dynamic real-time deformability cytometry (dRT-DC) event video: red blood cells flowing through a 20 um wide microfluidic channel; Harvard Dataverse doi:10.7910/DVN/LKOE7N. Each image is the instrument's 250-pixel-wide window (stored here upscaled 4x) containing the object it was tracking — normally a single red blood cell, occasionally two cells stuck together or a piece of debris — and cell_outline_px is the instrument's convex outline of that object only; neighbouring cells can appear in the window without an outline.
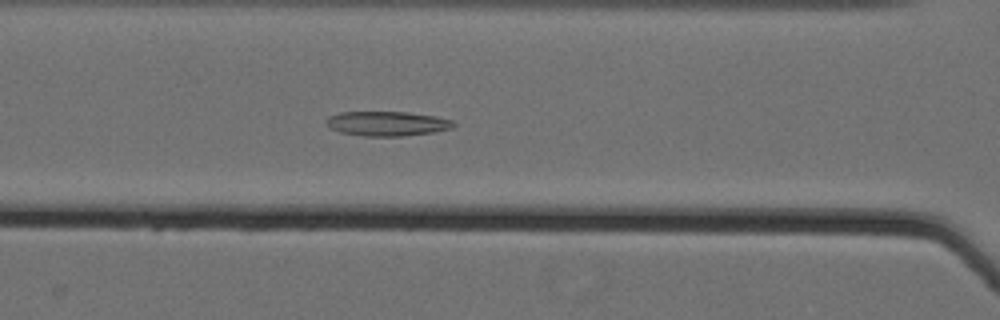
{"species": "Egyptian fruit bat (a non-hibernating species)", "species_latin": "Rousettus aegyptiacus", "temperature_condition": "cold", "stored_images_in_passage": 55, "camera_frame_rate_fps": 3000, "um_per_image_px": 0.085, "animal": {"sex": "female"}, "frame": {"image": 1, "passage_image": 25, "time_ms": 8.0, "image_size_px": [1000, 320], "cell_outline_px": [[456, 124], [452, 128], [432, 132], [404, 136], [364, 136], [340, 132], [328, 128], [324, 124], [324, 120], [328, 116], [340, 112], [408, 112], [436, 116], [452, 120]], "centroid_in_image_um": [32.85, 10.5], "position_along_channel_um": 133.8, "area_um2": 18.44}}
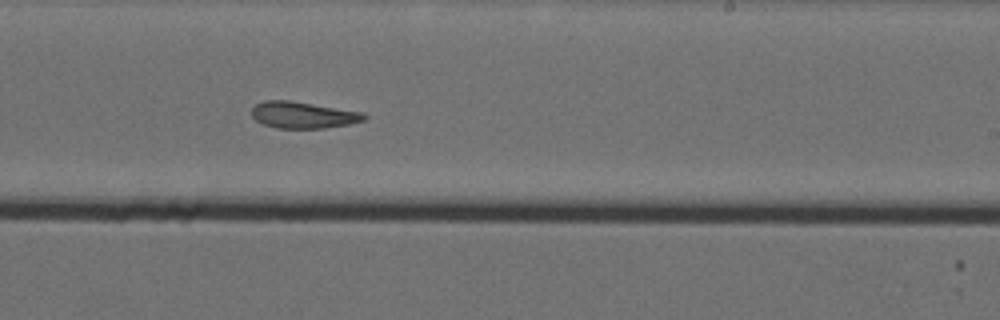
{"frame": {"image": 2, "passage_image": 36, "time_ms": 11.667, "image_size_px": [1000, 320], "cell_outline_px": [[368, 116], [364, 120], [348, 124], [324, 128], [276, 128], [264, 124], [256, 120], [252, 116], [252, 108], [256, 104], [264, 100], [288, 100], [364, 112]], "centroid_in_image_um": [25.76, 9.77], "position_along_channel_um": 263.2, "area_um2": 17.34}}
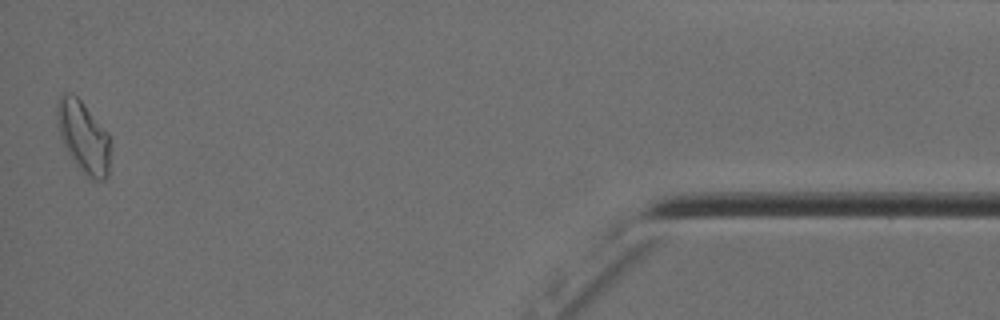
{"frame": {"image": 3, "passage_image": 55, "time_ms": 18.0, "image_size_px": [1000, 320], "cell_outline_px": [[108, 176], [104, 180], [92, 180], [76, 164], [68, 152], [60, 136], [56, 120], [56, 104], [60, 96], [64, 92], [68, 92], [76, 96], [80, 100], [108, 132]], "centroid_in_image_um": [7.05, 11.6], "position_along_channel_um": 428.1, "area_um2": 21.79}, "authors_computed_cell_mechanics": {"area_um2": 19.2474, "velocity_mm_per_s": 3.5391, "shape_relaxation_time_tau1_ms": null, "shape_relaxation_time_tau2_ms": 7.1434, "deformation_change_tau1": null, "deformation_change_tau2": 0.1532}}